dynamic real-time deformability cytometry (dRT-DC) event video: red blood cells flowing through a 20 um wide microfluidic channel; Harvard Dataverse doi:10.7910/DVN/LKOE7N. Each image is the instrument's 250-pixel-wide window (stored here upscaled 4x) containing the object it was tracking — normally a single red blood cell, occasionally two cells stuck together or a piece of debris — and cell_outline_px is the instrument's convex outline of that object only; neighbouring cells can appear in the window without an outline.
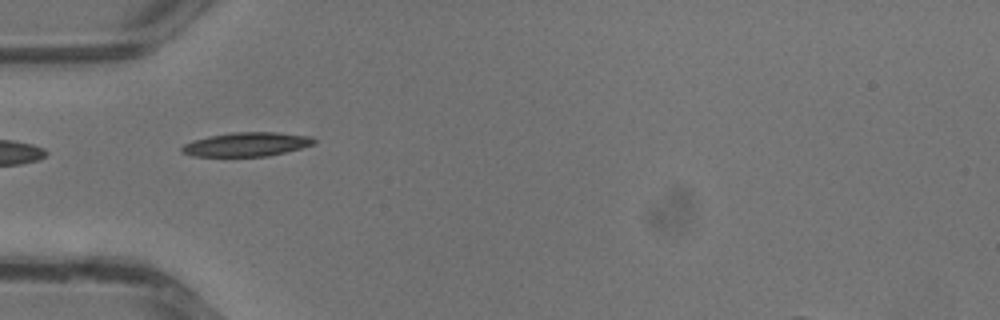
{"species": "common noctule bat (a hibernating species)", "species_latin": "Nyctalus noctula", "temperature_condition": "warm", "stored_images_in_passage": 26, "camera_frame_rate_fps": 3000, "um_per_image_px": 0.085, "animal": {"sex": "male", "body_mass_g": 13.3}, "frame": {"image": 1, "passage_image": 1, "time_ms": 0.0, "image_size_px": [1000, 320], "cell_outline_px": [[316, 144], [268, 156], [192, 156], [180, 152], [180, 148], [184, 144], [192, 140], [232, 132], [276, 132], [312, 136], [316, 140]], "centroid_in_image_um": [20.97, 12.26], "position_along_channel_um": 64.0, "area_um2": 18.5}}
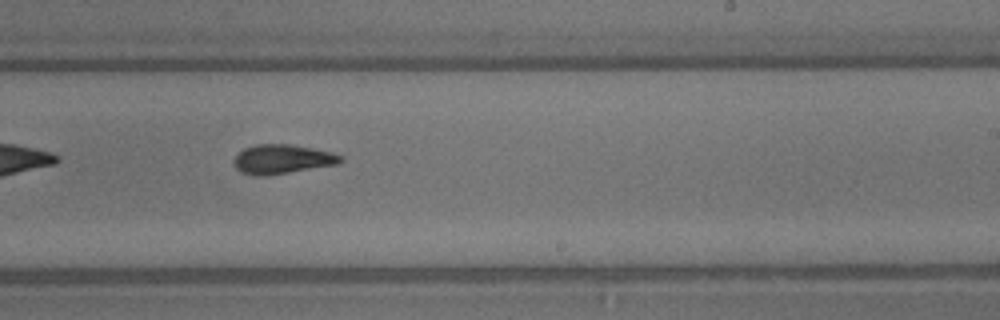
{"frame": {"image": 2, "passage_image": 12, "time_ms": 3.667, "image_size_px": [1000, 320], "cell_outline_px": [[344, 160], [336, 164], [264, 176], [256, 176], [240, 172], [236, 168], [236, 156], [244, 148], [256, 144], [288, 144], [312, 148], [332, 152], [340, 156]], "centroid_in_image_um": [23.98, 13.52], "position_along_channel_um": 265.0, "area_um2": 17.8}}
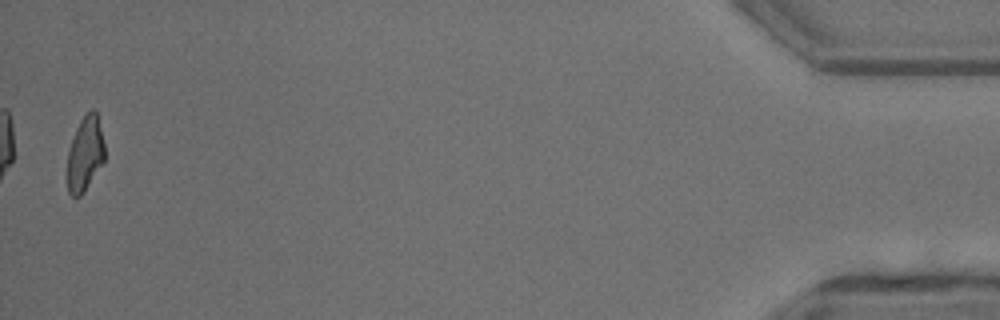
{"frame": {"image": 3, "passage_image": 26, "time_ms": 8.333, "image_size_px": [1000, 320], "cell_outline_px": [[104, 160], [84, 192], [80, 196], [72, 196], [68, 192], [68, 152], [76, 128], [80, 120], [92, 108], [96, 112], [104, 144]], "centroid_in_image_um": [7.22, 13.08], "position_along_channel_um": 428.0, "area_um2": 15.84}}